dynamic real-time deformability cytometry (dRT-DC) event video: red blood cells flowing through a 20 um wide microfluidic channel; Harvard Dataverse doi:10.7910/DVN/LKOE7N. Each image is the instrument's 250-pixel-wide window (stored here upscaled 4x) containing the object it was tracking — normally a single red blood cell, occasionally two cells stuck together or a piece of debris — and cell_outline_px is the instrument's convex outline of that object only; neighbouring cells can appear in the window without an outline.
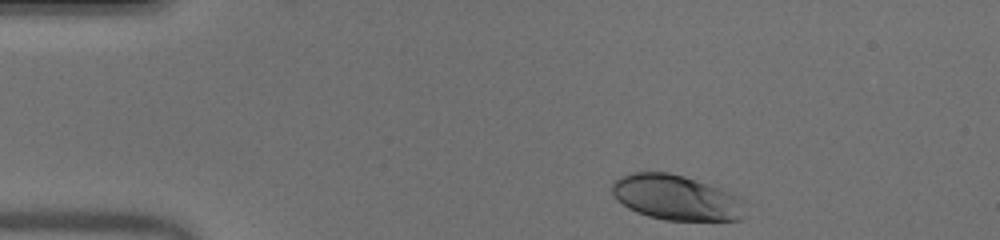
{"species": "human", "species_latin": "Homo sapiens", "temperature_condition": "warm", "stored_images_in_passage": 44, "camera_frame_rate_fps": 3000, "um_per_image_px": 0.085, "donor": {"sex": "male"}, "frame": {"image": 1, "passage_image": 1, "time_ms": 0.0, "image_size_px": [1000, 240], "cell_outline_px": [[740, 220], [664, 220], [648, 216], [636, 212], [628, 208], [616, 200], [612, 192], [612, 184], [620, 176], [632, 172], [668, 172], [684, 176], [720, 188], [740, 200]], "centroid_in_image_um": [57.34, 16.78], "position_along_channel_um": 27.7, "area_um2": 34.33}}
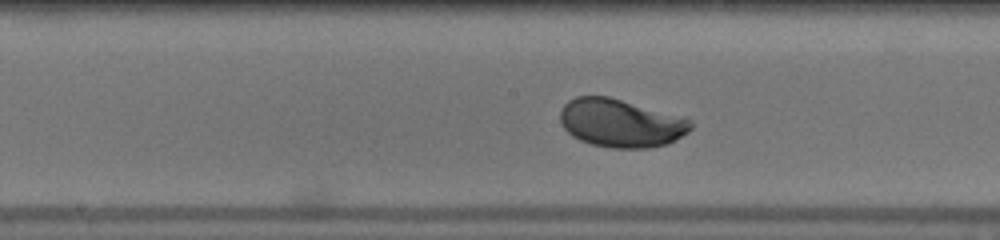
{"frame": {"image": 2, "passage_image": 19, "time_ms": 6.0, "image_size_px": [1000, 240], "cell_outline_px": [[692, 128], [688, 132], [668, 144], [648, 148], [612, 148], [592, 144], [580, 140], [572, 136], [564, 128], [560, 120], [560, 112], [564, 104], [568, 100], [576, 96], [608, 96], [692, 120]], "centroid_in_image_um": [52.74, 10.47], "position_along_channel_um": 195.5, "area_um2": 36.41}}
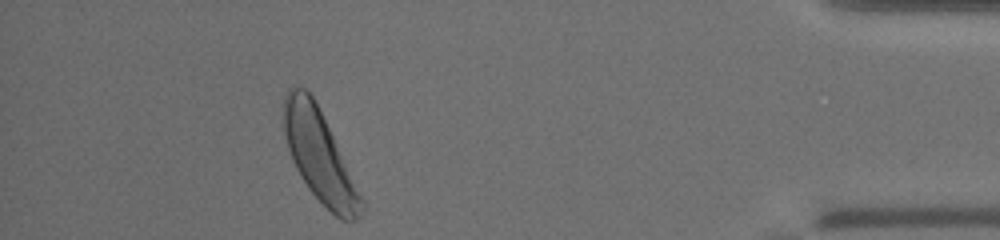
{"frame": {"image": 3, "passage_image": 39, "time_ms": 12.667, "image_size_px": [1000, 240], "cell_outline_px": [[364, 212], [356, 220], [340, 220], [308, 188], [300, 176], [292, 160], [288, 148], [284, 132], [284, 96], [288, 88], [292, 84], [304, 88], [312, 96], [364, 200]], "centroid_in_image_um": [27.14, 13.27], "position_along_channel_um": 408.1, "area_um2": 40.29}, "authors_computed_cell_mechanics": {"area_um2": 36.5007, "velocity_mm_per_s": 3.9711, "shape_relaxation_time_tau1_ms": 2.152, "shape_relaxation_time_tau2_ms": null, "deformation_change_tau1": 0.1616, "deformation_change_tau2": null}}